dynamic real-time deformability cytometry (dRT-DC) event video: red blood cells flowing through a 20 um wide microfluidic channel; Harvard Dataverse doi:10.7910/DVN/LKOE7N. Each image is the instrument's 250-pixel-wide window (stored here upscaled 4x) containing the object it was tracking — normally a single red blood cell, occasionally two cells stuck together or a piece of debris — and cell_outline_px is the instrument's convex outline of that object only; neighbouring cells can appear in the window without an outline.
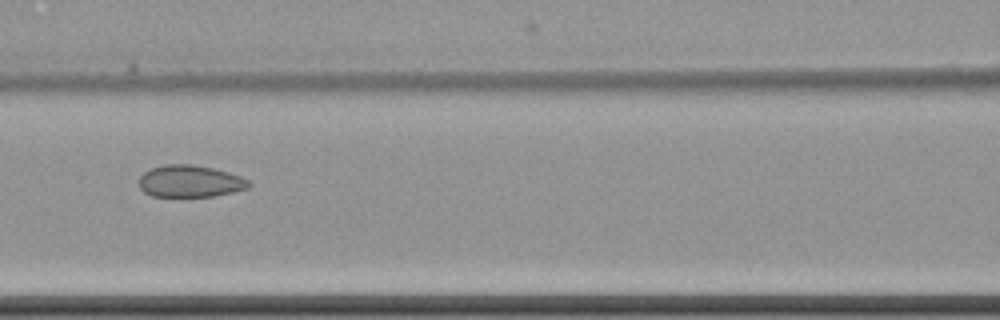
{"species": "common noctule bat (a hibernating species)", "species_latin": "Nyctalus noctula", "temperature_condition": "cold", "stored_images_in_passage": 12, "camera_frame_rate_fps": 3000, "um_per_image_px": 0.085, "animal": {"sex": "female", "body_mass_g": 22.7, "forearm_length_mm": 54.2}, "frame": {"image": 1, "passage_image": 6, "time_ms": 7.0, "image_size_px": [1000, 320], "cell_outline_px": [[252, 184], [248, 188], [232, 192], [212, 196], [152, 196], [144, 192], [140, 188], [140, 176], [144, 172], [152, 168], [164, 164], [192, 164], [212, 168], [228, 172], [240, 176], [248, 180]], "centroid_in_image_um": [16.15, 15.4], "position_along_channel_um": 150.4, "area_um2": 20.35}}
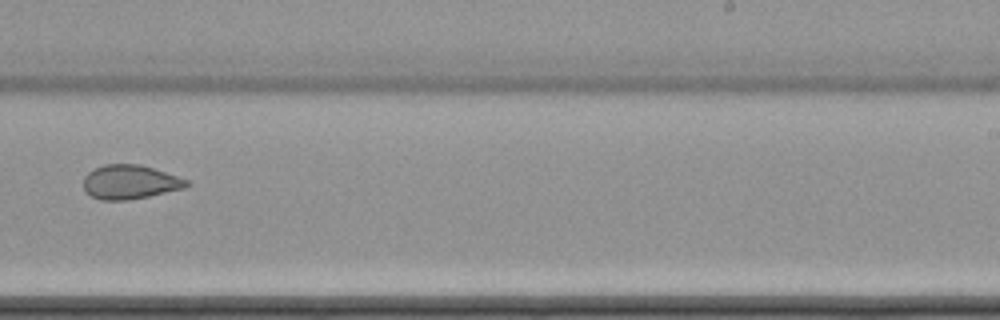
{"frame": {"image": 2, "passage_image": 9, "time_ms": 10.667, "image_size_px": [1000, 320], "cell_outline_px": [[192, 184], [184, 188], [148, 196], [128, 200], [100, 200], [84, 192], [84, 176], [88, 172], [104, 164], [140, 164], [188, 180]], "centroid_in_image_um": [11.02, 15.48], "position_along_channel_um": 278.0, "area_um2": 20.4}}
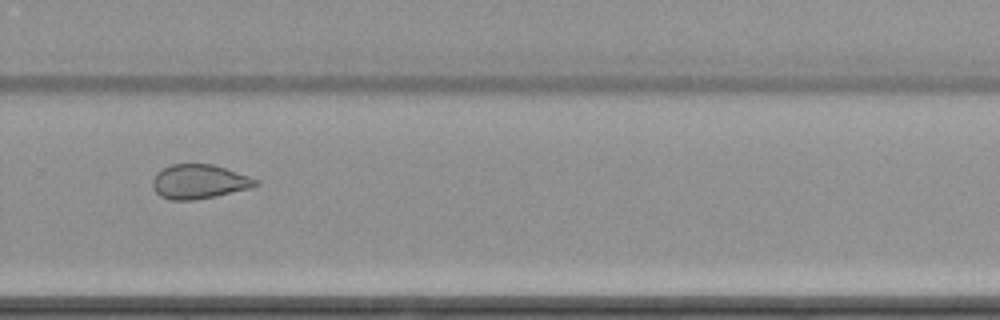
{"frame": {"image": 3, "passage_image": 10, "time_ms": 11.667, "image_size_px": [1000, 320], "cell_outline_px": [[260, 184], [252, 188], [216, 196], [196, 200], [172, 200], [160, 196], [152, 188], [152, 180], [156, 172], [172, 164], [212, 164], [260, 180]], "centroid_in_image_um": [16.93, 15.45], "position_along_channel_um": 312.9, "area_um2": 20.69}}